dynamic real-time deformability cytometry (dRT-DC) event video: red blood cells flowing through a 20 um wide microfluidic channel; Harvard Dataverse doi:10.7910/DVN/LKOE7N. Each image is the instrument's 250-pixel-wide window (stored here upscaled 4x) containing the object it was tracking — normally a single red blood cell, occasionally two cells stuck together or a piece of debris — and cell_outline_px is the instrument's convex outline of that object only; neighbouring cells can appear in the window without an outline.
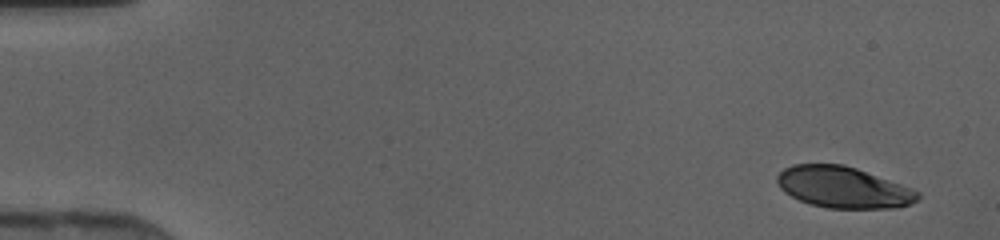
{"species": "human", "species_latin": "Homo sapiens", "temperature_condition": "cold", "stored_images_in_passage": 44, "camera_frame_rate_fps": 3000, "um_per_image_px": 0.085, "donor": {"sex": "female"}, "frame": {"image": 1, "passage_image": 1, "time_ms": 0.0, "image_size_px": [1000, 240], "cell_outline_px": [[920, 196], [916, 200], [908, 204], [896, 208], [828, 208], [812, 204], [800, 200], [784, 192], [780, 188], [776, 180], [776, 176], [784, 168], [792, 164], [844, 164], [856, 168], [900, 184], [920, 192]], "centroid_in_image_um": [71.64, 15.91], "position_along_channel_um": 13.4, "area_um2": 33.58}}
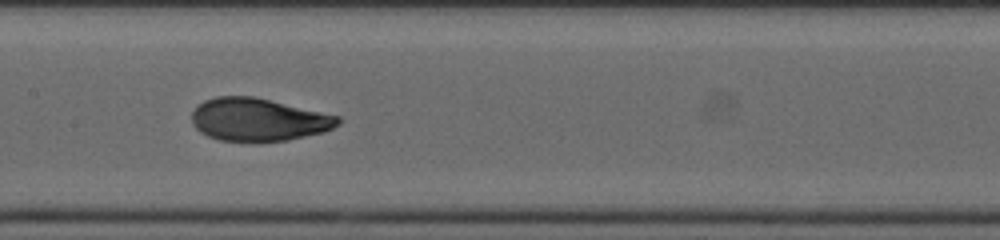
{"frame": {"image": 2, "passage_image": 22, "time_ms": 7.0, "image_size_px": [1000, 240], "cell_outline_px": [[340, 124], [324, 132], [288, 140], [220, 140], [208, 136], [200, 132], [192, 124], [192, 112], [204, 100], [216, 96], [252, 96], [340, 116]], "centroid_in_image_um": [21.96, 10.15], "position_along_channel_um": 185.4, "area_um2": 36.01}}
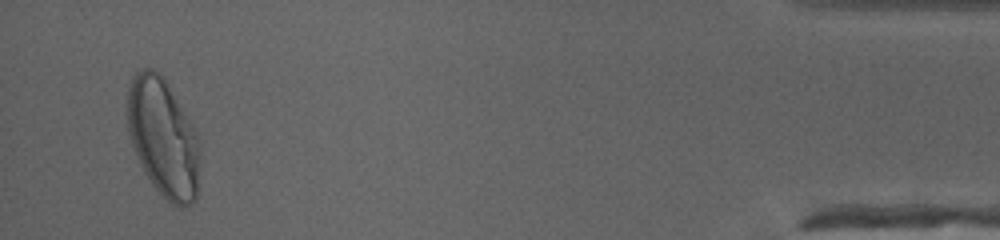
{"frame": {"image": 3, "passage_image": 43, "time_ms": 14.0, "image_size_px": [1000, 240], "cell_outline_px": [[200, 160], [196, 200], [192, 204], [184, 208], [180, 208], [172, 204], [152, 184], [144, 172], [140, 164], [132, 144], [128, 132], [128, 88], [132, 76], [136, 72], [144, 68], [152, 68], [164, 76], [200, 136]], "centroid_in_image_um": [13.91, 11.7], "position_along_channel_um": 421.3, "area_um2": 50.63}}